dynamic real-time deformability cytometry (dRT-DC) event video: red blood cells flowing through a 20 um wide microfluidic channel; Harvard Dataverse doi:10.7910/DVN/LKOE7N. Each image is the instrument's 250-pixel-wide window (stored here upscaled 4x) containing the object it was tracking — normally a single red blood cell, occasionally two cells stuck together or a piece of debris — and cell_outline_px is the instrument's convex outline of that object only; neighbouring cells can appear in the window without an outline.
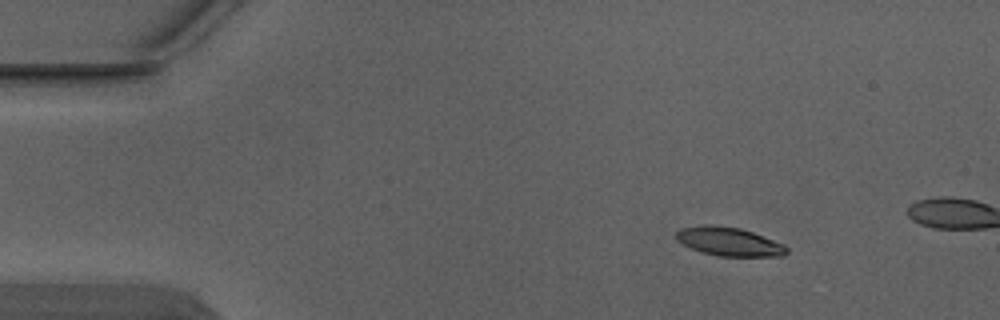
{"species": "Egyptian fruit bat (a non-hibernating species)", "species_latin": "Rousettus aegyptiacus", "temperature_condition": "warm", "stored_images_in_passage": 4, "camera_frame_rate_fps": 3000, "um_per_image_px": 0.085, "animal": {"sex": "male"}, "frame": {"image": 1, "passage_image": 2, "time_ms": 0.333, "image_size_px": [1000, 320], "cell_outline_px": [[788, 252], [784, 256], [716, 256], [700, 252], [676, 240], [676, 232], [680, 228], [704, 224], [712, 224], [740, 228], [752, 232], [784, 244], [788, 248]], "centroid_in_image_um": [61.96, 20.53], "position_along_channel_um": 23.0, "area_um2": 18.55}}